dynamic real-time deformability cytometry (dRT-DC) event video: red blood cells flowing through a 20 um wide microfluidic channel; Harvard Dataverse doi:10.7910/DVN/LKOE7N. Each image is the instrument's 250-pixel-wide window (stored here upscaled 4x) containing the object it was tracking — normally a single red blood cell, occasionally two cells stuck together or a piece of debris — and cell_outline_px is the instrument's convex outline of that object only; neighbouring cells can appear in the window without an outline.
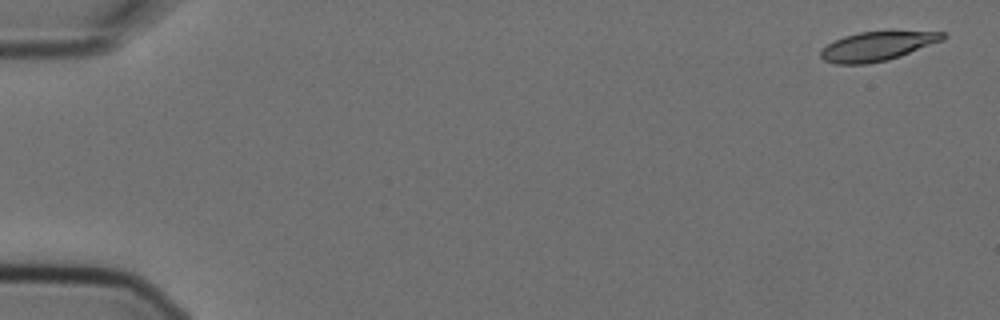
{"species": "Egyptian fruit bat (a non-hibernating species)", "species_latin": "Rousettus aegyptiacus", "temperature_condition": "cold", "stored_images_in_passage": 5, "camera_frame_rate_fps": 3000, "um_per_image_px": 0.085, "animal": {"sex": "female"}, "frame": {"image": 1, "passage_image": 1, "time_ms": 0.0, "image_size_px": [1000, 320], "cell_outline_px": [[948, 36], [944, 40], [900, 56], [888, 60], [868, 64], [836, 64], [824, 60], [820, 56], [820, 52], [828, 44], [844, 36], [860, 32], [944, 32]], "centroid_in_image_um": [74.57, 3.94], "position_along_channel_um": 10.4, "area_um2": 20.46}}